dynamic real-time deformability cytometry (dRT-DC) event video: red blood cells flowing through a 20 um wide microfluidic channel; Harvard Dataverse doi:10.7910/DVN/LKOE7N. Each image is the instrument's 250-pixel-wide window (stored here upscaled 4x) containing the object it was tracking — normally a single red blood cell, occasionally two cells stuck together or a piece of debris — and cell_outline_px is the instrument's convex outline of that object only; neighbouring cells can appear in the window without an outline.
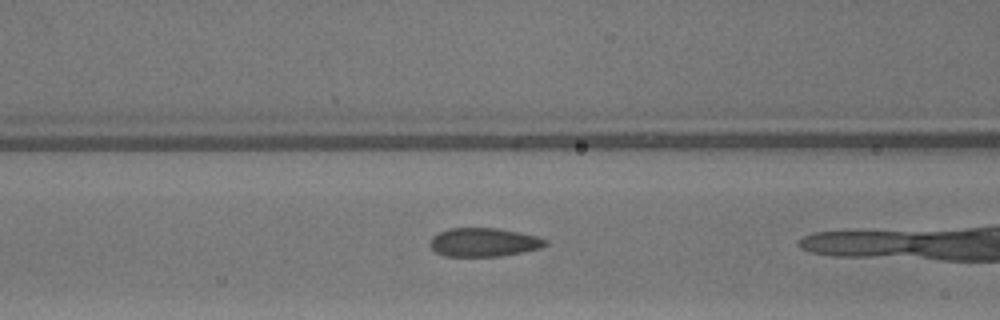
{"species": "common noctule bat (a hibernating species)", "species_latin": "Nyctalus noctula", "temperature_condition": "warm", "stored_images_in_passage": 26, "camera_frame_rate_fps": 3000, "um_per_image_px": 0.085, "animal": {"sex": "male", "body_mass_g": 13.3}, "frame": {"image": 1, "passage_image": 8, "time_ms": 2.333, "image_size_px": [1000, 320], "cell_outline_px": [[548, 244], [540, 248], [500, 256], [444, 256], [436, 252], [428, 244], [432, 236], [448, 228], [496, 228], [520, 232], [540, 236], [548, 240]], "centroid_in_image_um": [41.13, 20.58], "position_along_channel_um": 125.5, "area_um2": 19.36}}
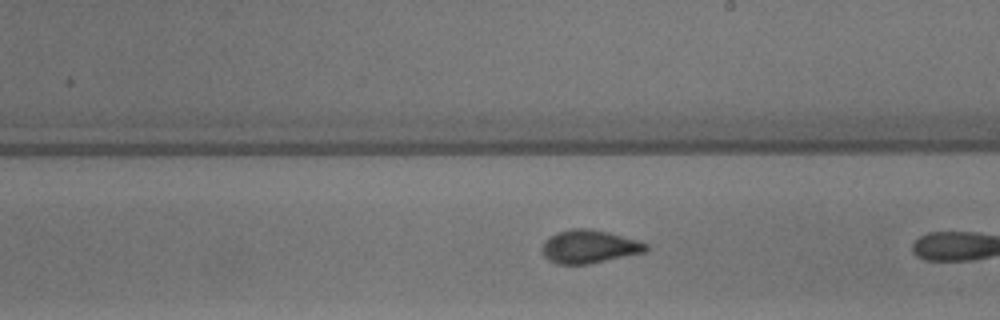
{"frame": {"image": 2, "passage_image": 16, "time_ms": 5.0, "image_size_px": [1000, 320], "cell_outline_px": [[648, 248], [644, 252], [588, 264], [556, 264], [548, 260], [544, 256], [544, 240], [548, 236], [556, 232], [572, 228], [588, 228], [608, 232], [636, 240], [648, 244]], "centroid_in_image_um": [50.05, 20.95], "position_along_channel_um": 239.0, "area_um2": 19.94}}
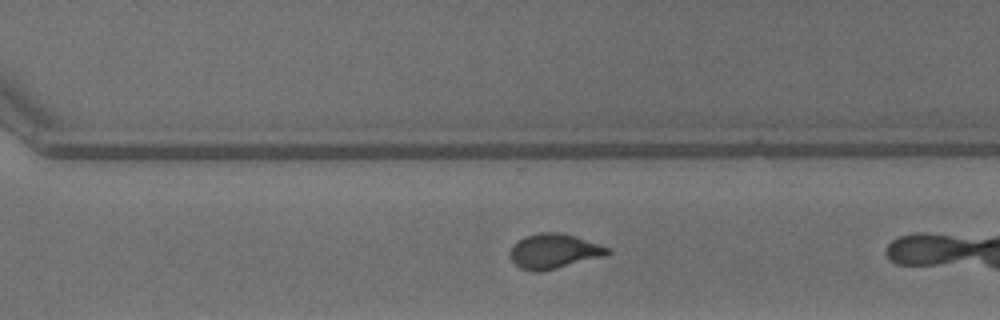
{"frame": {"image": 3, "passage_image": 22, "time_ms": 7.0, "image_size_px": [1000, 320], "cell_outline_px": [[612, 252], [604, 256], [540, 272], [532, 272], [520, 268], [512, 260], [508, 252], [512, 244], [524, 236], [540, 232], [556, 232], [576, 236], [608, 248]], "centroid_in_image_um": [47.02, 21.35], "position_along_channel_um": 323.6, "area_um2": 19.71}}